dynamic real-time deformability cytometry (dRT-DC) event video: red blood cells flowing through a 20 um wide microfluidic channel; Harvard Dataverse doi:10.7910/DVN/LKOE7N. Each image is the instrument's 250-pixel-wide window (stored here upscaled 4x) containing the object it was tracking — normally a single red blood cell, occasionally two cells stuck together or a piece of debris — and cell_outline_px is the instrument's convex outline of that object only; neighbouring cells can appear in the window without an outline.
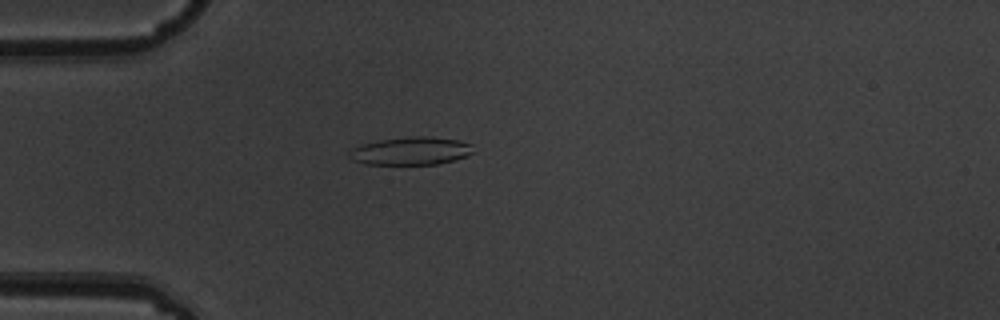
{"species": "common noctule bat (a hibernating species)", "species_latin": "Nyctalus noctula", "temperature_condition": "warm", "stored_images_in_passage": 6, "camera_frame_rate_fps": 3000, "um_per_image_px": 0.085, "animal": {"sex": "male", "body_mass_g": 19.5, "forearm_length_mm": 54.6}, "frame": {"image": 1, "passage_image": 4, "time_ms": 1.0, "image_size_px": [1000, 320], "cell_outline_px": [[476, 152], [452, 160], [436, 164], [364, 164], [352, 160], [348, 156], [348, 152], [352, 148], [364, 144], [380, 140], [412, 136], [424, 136], [460, 140], [472, 144]], "centroid_in_image_um": [34.93, 12.83], "position_along_channel_um": 50.1, "area_um2": 20.11}}